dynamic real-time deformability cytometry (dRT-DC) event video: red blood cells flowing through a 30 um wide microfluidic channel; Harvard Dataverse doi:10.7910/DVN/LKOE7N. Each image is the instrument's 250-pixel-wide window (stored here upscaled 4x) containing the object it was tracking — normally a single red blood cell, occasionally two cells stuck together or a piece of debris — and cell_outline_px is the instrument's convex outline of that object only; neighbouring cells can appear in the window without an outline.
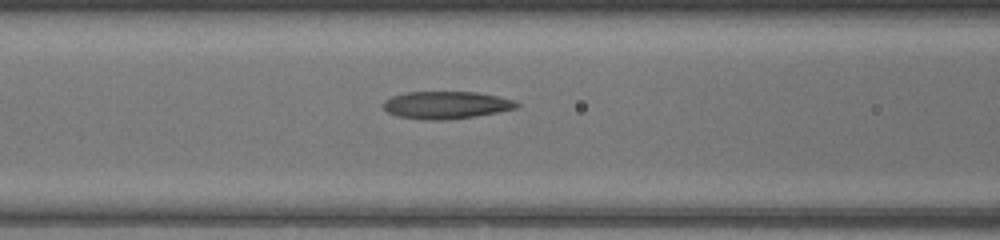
{"species": "common noctule bat (a hibernating species)", "species_latin": "Nyctalus noctula", "temperature_condition": "warm", "stored_images_in_passage": 23, "camera_frame_rate_fps": 3000, "um_per_image_px": 0.085, "animal": {"sex": "female", "body_mass_g": 17.0, "forearm_length_mm": 48.0}, "frame": {"image": 1, "passage_image": 7, "time_ms": 2.0, "image_size_px": [1000, 240], "cell_outline_px": [[520, 108], [476, 116], [444, 120], [420, 120], [396, 116], [388, 112], [384, 108], [384, 100], [392, 96], [408, 92], [476, 92], [516, 100], [520, 104]], "centroid_in_image_um": [37.95, 8.94], "position_along_channel_um": 128.6, "area_um2": 21.5}}
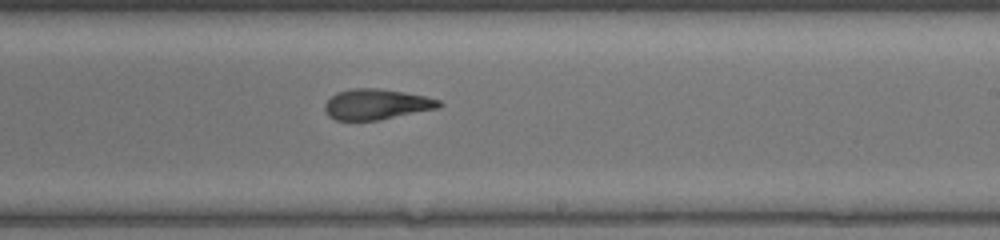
{"frame": {"image": 2, "passage_image": 16, "time_ms": 5.0, "image_size_px": [1000, 240], "cell_outline_px": [[444, 104], [440, 108], [376, 120], [336, 120], [328, 116], [324, 108], [324, 104], [336, 92], [352, 88], [376, 88], [404, 92], [424, 96], [440, 100]], "centroid_in_image_um": [32.0, 8.86], "position_along_channel_um": 257.0, "area_um2": 20.29}}
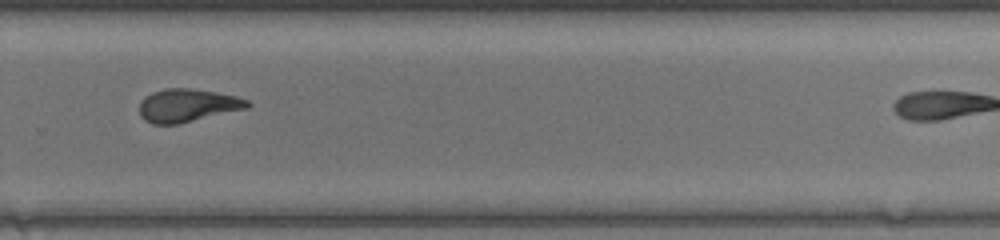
{"frame": {"image": 3, "passage_image": 20, "time_ms": 6.333, "image_size_px": [1000, 240], "cell_outline_px": [[252, 104], [248, 108], [176, 124], [152, 124], [144, 120], [140, 116], [140, 100], [144, 96], [152, 92], [164, 88], [188, 88], [216, 92], [236, 96], [248, 100]], "centroid_in_image_um": [15.91, 8.95], "position_along_channel_um": 313.9, "area_um2": 20.81}}